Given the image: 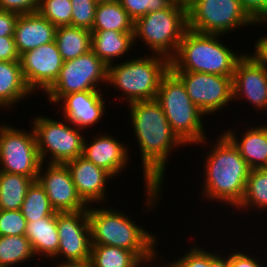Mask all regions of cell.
Returning <instances> with one entry per match:
<instances>
[{"mask_svg": "<svg viewBox=\"0 0 267 267\" xmlns=\"http://www.w3.org/2000/svg\"><path fill=\"white\" fill-rule=\"evenodd\" d=\"M25 236L31 244L35 257L54 259L59 248L57 213L54 216L27 221Z\"/></svg>", "mask_w": 267, "mask_h": 267, "instance_id": "22", "label": "cell"}, {"mask_svg": "<svg viewBox=\"0 0 267 267\" xmlns=\"http://www.w3.org/2000/svg\"><path fill=\"white\" fill-rule=\"evenodd\" d=\"M88 217L91 245H108L133 251L138 257L147 255L156 247L158 237L136 224L123 211L115 208H90ZM100 208V209H99Z\"/></svg>", "mask_w": 267, "mask_h": 267, "instance_id": "4", "label": "cell"}, {"mask_svg": "<svg viewBox=\"0 0 267 267\" xmlns=\"http://www.w3.org/2000/svg\"><path fill=\"white\" fill-rule=\"evenodd\" d=\"M59 235L58 253L54 257L64 263L86 262L90 260L91 229L88 209L75 212H57ZM61 256V257H60ZM58 258V259H57Z\"/></svg>", "mask_w": 267, "mask_h": 267, "instance_id": "13", "label": "cell"}, {"mask_svg": "<svg viewBox=\"0 0 267 267\" xmlns=\"http://www.w3.org/2000/svg\"><path fill=\"white\" fill-rule=\"evenodd\" d=\"M232 87L233 102L244 98L256 111L267 110V67L259 64L250 53H245L237 62Z\"/></svg>", "mask_w": 267, "mask_h": 267, "instance_id": "16", "label": "cell"}, {"mask_svg": "<svg viewBox=\"0 0 267 267\" xmlns=\"http://www.w3.org/2000/svg\"><path fill=\"white\" fill-rule=\"evenodd\" d=\"M133 32L91 30V50L107 65L132 50Z\"/></svg>", "mask_w": 267, "mask_h": 267, "instance_id": "23", "label": "cell"}, {"mask_svg": "<svg viewBox=\"0 0 267 267\" xmlns=\"http://www.w3.org/2000/svg\"><path fill=\"white\" fill-rule=\"evenodd\" d=\"M71 26L92 30L97 7L95 0H71Z\"/></svg>", "mask_w": 267, "mask_h": 267, "instance_id": "34", "label": "cell"}, {"mask_svg": "<svg viewBox=\"0 0 267 267\" xmlns=\"http://www.w3.org/2000/svg\"><path fill=\"white\" fill-rule=\"evenodd\" d=\"M39 0H0V9L18 14L37 12Z\"/></svg>", "mask_w": 267, "mask_h": 267, "instance_id": "38", "label": "cell"}, {"mask_svg": "<svg viewBox=\"0 0 267 267\" xmlns=\"http://www.w3.org/2000/svg\"><path fill=\"white\" fill-rule=\"evenodd\" d=\"M63 63L56 41L20 55L23 77L33 93L45 92L57 79Z\"/></svg>", "mask_w": 267, "mask_h": 267, "instance_id": "15", "label": "cell"}, {"mask_svg": "<svg viewBox=\"0 0 267 267\" xmlns=\"http://www.w3.org/2000/svg\"><path fill=\"white\" fill-rule=\"evenodd\" d=\"M261 260H257L256 257L252 255L245 254L244 252L235 251L229 254V265L230 267H264V263L260 264ZM263 265V266H262Z\"/></svg>", "mask_w": 267, "mask_h": 267, "instance_id": "40", "label": "cell"}, {"mask_svg": "<svg viewBox=\"0 0 267 267\" xmlns=\"http://www.w3.org/2000/svg\"><path fill=\"white\" fill-rule=\"evenodd\" d=\"M27 221L19 210H0V236L25 235Z\"/></svg>", "mask_w": 267, "mask_h": 267, "instance_id": "35", "label": "cell"}, {"mask_svg": "<svg viewBox=\"0 0 267 267\" xmlns=\"http://www.w3.org/2000/svg\"><path fill=\"white\" fill-rule=\"evenodd\" d=\"M63 61L75 59L91 50V31L74 26H58L55 32Z\"/></svg>", "mask_w": 267, "mask_h": 267, "instance_id": "25", "label": "cell"}, {"mask_svg": "<svg viewBox=\"0 0 267 267\" xmlns=\"http://www.w3.org/2000/svg\"><path fill=\"white\" fill-rule=\"evenodd\" d=\"M249 128L241 133V138H238L237 131L230 128L223 134L239 150L241 157L251 169L267 168V124Z\"/></svg>", "mask_w": 267, "mask_h": 267, "instance_id": "21", "label": "cell"}, {"mask_svg": "<svg viewBox=\"0 0 267 267\" xmlns=\"http://www.w3.org/2000/svg\"><path fill=\"white\" fill-rule=\"evenodd\" d=\"M19 14L0 9V36H14L15 24Z\"/></svg>", "mask_w": 267, "mask_h": 267, "instance_id": "41", "label": "cell"}, {"mask_svg": "<svg viewBox=\"0 0 267 267\" xmlns=\"http://www.w3.org/2000/svg\"><path fill=\"white\" fill-rule=\"evenodd\" d=\"M128 106L131 126L140 147L144 184L146 183L143 185L146 188L145 207L152 210L162 195L169 154L175 148L187 145L172 130L156 100L134 101L128 103Z\"/></svg>", "mask_w": 267, "mask_h": 267, "instance_id": "1", "label": "cell"}, {"mask_svg": "<svg viewBox=\"0 0 267 267\" xmlns=\"http://www.w3.org/2000/svg\"><path fill=\"white\" fill-rule=\"evenodd\" d=\"M81 199L89 206L106 200V183L113 179L105 169L80 156L65 163Z\"/></svg>", "mask_w": 267, "mask_h": 267, "instance_id": "17", "label": "cell"}, {"mask_svg": "<svg viewBox=\"0 0 267 267\" xmlns=\"http://www.w3.org/2000/svg\"><path fill=\"white\" fill-rule=\"evenodd\" d=\"M187 17L189 30L223 36L255 23L239 0H197L187 9Z\"/></svg>", "mask_w": 267, "mask_h": 267, "instance_id": "9", "label": "cell"}, {"mask_svg": "<svg viewBox=\"0 0 267 267\" xmlns=\"http://www.w3.org/2000/svg\"><path fill=\"white\" fill-rule=\"evenodd\" d=\"M139 257L131 250L108 245H91L92 267H134Z\"/></svg>", "mask_w": 267, "mask_h": 267, "instance_id": "30", "label": "cell"}, {"mask_svg": "<svg viewBox=\"0 0 267 267\" xmlns=\"http://www.w3.org/2000/svg\"><path fill=\"white\" fill-rule=\"evenodd\" d=\"M34 257L31 244L25 235L0 236V266L23 265L26 261L35 259Z\"/></svg>", "mask_w": 267, "mask_h": 267, "instance_id": "29", "label": "cell"}, {"mask_svg": "<svg viewBox=\"0 0 267 267\" xmlns=\"http://www.w3.org/2000/svg\"><path fill=\"white\" fill-rule=\"evenodd\" d=\"M57 27L39 12L19 14L15 24L14 40L19 55L40 45L55 41Z\"/></svg>", "mask_w": 267, "mask_h": 267, "instance_id": "20", "label": "cell"}, {"mask_svg": "<svg viewBox=\"0 0 267 267\" xmlns=\"http://www.w3.org/2000/svg\"><path fill=\"white\" fill-rule=\"evenodd\" d=\"M31 125L35 132L37 148L42 163L49 161L47 163L65 164L82 156L85 140L81 133L82 130L68 122V120L60 122L58 119L54 120L49 116L39 115L33 119ZM46 157L48 158L47 160Z\"/></svg>", "mask_w": 267, "mask_h": 267, "instance_id": "8", "label": "cell"}, {"mask_svg": "<svg viewBox=\"0 0 267 267\" xmlns=\"http://www.w3.org/2000/svg\"><path fill=\"white\" fill-rule=\"evenodd\" d=\"M267 211V168L251 169L244 197L241 203L234 209L246 212L251 208Z\"/></svg>", "mask_w": 267, "mask_h": 267, "instance_id": "28", "label": "cell"}, {"mask_svg": "<svg viewBox=\"0 0 267 267\" xmlns=\"http://www.w3.org/2000/svg\"><path fill=\"white\" fill-rule=\"evenodd\" d=\"M96 135L94 139L90 140V143L84 140L82 157L105 169L113 177L118 176L120 172H123L124 167L128 166V155H130L128 146L110 134Z\"/></svg>", "mask_w": 267, "mask_h": 267, "instance_id": "19", "label": "cell"}, {"mask_svg": "<svg viewBox=\"0 0 267 267\" xmlns=\"http://www.w3.org/2000/svg\"><path fill=\"white\" fill-rule=\"evenodd\" d=\"M32 94L23 77L20 61H0V109H11Z\"/></svg>", "mask_w": 267, "mask_h": 267, "instance_id": "24", "label": "cell"}, {"mask_svg": "<svg viewBox=\"0 0 267 267\" xmlns=\"http://www.w3.org/2000/svg\"><path fill=\"white\" fill-rule=\"evenodd\" d=\"M32 131L0 124V171L37 180L42 161Z\"/></svg>", "mask_w": 267, "mask_h": 267, "instance_id": "11", "label": "cell"}, {"mask_svg": "<svg viewBox=\"0 0 267 267\" xmlns=\"http://www.w3.org/2000/svg\"><path fill=\"white\" fill-rule=\"evenodd\" d=\"M184 84L191 101L207 116L227 108L233 101V76L172 71Z\"/></svg>", "mask_w": 267, "mask_h": 267, "instance_id": "12", "label": "cell"}, {"mask_svg": "<svg viewBox=\"0 0 267 267\" xmlns=\"http://www.w3.org/2000/svg\"><path fill=\"white\" fill-rule=\"evenodd\" d=\"M134 21L118 0L98 3L92 30L133 32Z\"/></svg>", "mask_w": 267, "mask_h": 267, "instance_id": "26", "label": "cell"}, {"mask_svg": "<svg viewBox=\"0 0 267 267\" xmlns=\"http://www.w3.org/2000/svg\"><path fill=\"white\" fill-rule=\"evenodd\" d=\"M243 9L255 21V26L267 25V0H239ZM258 23V24H257Z\"/></svg>", "mask_w": 267, "mask_h": 267, "instance_id": "37", "label": "cell"}, {"mask_svg": "<svg viewBox=\"0 0 267 267\" xmlns=\"http://www.w3.org/2000/svg\"><path fill=\"white\" fill-rule=\"evenodd\" d=\"M188 30L187 9L173 2L168 8L148 13L134 21V43L139 39L153 54L167 57L176 54Z\"/></svg>", "mask_w": 267, "mask_h": 267, "instance_id": "7", "label": "cell"}, {"mask_svg": "<svg viewBox=\"0 0 267 267\" xmlns=\"http://www.w3.org/2000/svg\"><path fill=\"white\" fill-rule=\"evenodd\" d=\"M55 267H92V265L89 261H86V262L64 263L61 265H57Z\"/></svg>", "mask_w": 267, "mask_h": 267, "instance_id": "45", "label": "cell"}, {"mask_svg": "<svg viewBox=\"0 0 267 267\" xmlns=\"http://www.w3.org/2000/svg\"><path fill=\"white\" fill-rule=\"evenodd\" d=\"M213 145L203 163L204 184L201 193L204 199L225 203L233 210L244 197L251 168L223 133Z\"/></svg>", "mask_w": 267, "mask_h": 267, "instance_id": "2", "label": "cell"}, {"mask_svg": "<svg viewBox=\"0 0 267 267\" xmlns=\"http://www.w3.org/2000/svg\"><path fill=\"white\" fill-rule=\"evenodd\" d=\"M175 3H177L179 6H182L186 9H188L190 6H192L197 0H173Z\"/></svg>", "mask_w": 267, "mask_h": 267, "instance_id": "46", "label": "cell"}, {"mask_svg": "<svg viewBox=\"0 0 267 267\" xmlns=\"http://www.w3.org/2000/svg\"><path fill=\"white\" fill-rule=\"evenodd\" d=\"M169 69L170 60L159 54L131 58L108 66L107 85L122 91L127 104L155 100L161 78Z\"/></svg>", "mask_w": 267, "mask_h": 267, "instance_id": "6", "label": "cell"}, {"mask_svg": "<svg viewBox=\"0 0 267 267\" xmlns=\"http://www.w3.org/2000/svg\"><path fill=\"white\" fill-rule=\"evenodd\" d=\"M254 52L250 54L259 64L267 67V36L257 38L254 44Z\"/></svg>", "mask_w": 267, "mask_h": 267, "instance_id": "42", "label": "cell"}, {"mask_svg": "<svg viewBox=\"0 0 267 267\" xmlns=\"http://www.w3.org/2000/svg\"><path fill=\"white\" fill-rule=\"evenodd\" d=\"M97 3H102V2H110V1H116V0H95Z\"/></svg>", "mask_w": 267, "mask_h": 267, "instance_id": "47", "label": "cell"}, {"mask_svg": "<svg viewBox=\"0 0 267 267\" xmlns=\"http://www.w3.org/2000/svg\"><path fill=\"white\" fill-rule=\"evenodd\" d=\"M127 11L129 17L135 21L148 13L168 8L173 0H118Z\"/></svg>", "mask_w": 267, "mask_h": 267, "instance_id": "33", "label": "cell"}, {"mask_svg": "<svg viewBox=\"0 0 267 267\" xmlns=\"http://www.w3.org/2000/svg\"><path fill=\"white\" fill-rule=\"evenodd\" d=\"M37 12L56 27L71 26V0H39Z\"/></svg>", "mask_w": 267, "mask_h": 267, "instance_id": "32", "label": "cell"}, {"mask_svg": "<svg viewBox=\"0 0 267 267\" xmlns=\"http://www.w3.org/2000/svg\"><path fill=\"white\" fill-rule=\"evenodd\" d=\"M172 130L186 145L206 144L202 117L205 114L191 101L182 81L169 69L161 78L155 99Z\"/></svg>", "mask_w": 267, "mask_h": 267, "instance_id": "5", "label": "cell"}, {"mask_svg": "<svg viewBox=\"0 0 267 267\" xmlns=\"http://www.w3.org/2000/svg\"><path fill=\"white\" fill-rule=\"evenodd\" d=\"M0 61H20L14 36H0Z\"/></svg>", "mask_w": 267, "mask_h": 267, "instance_id": "39", "label": "cell"}, {"mask_svg": "<svg viewBox=\"0 0 267 267\" xmlns=\"http://www.w3.org/2000/svg\"><path fill=\"white\" fill-rule=\"evenodd\" d=\"M173 267H210V252L201 246H194L177 260H172Z\"/></svg>", "mask_w": 267, "mask_h": 267, "instance_id": "36", "label": "cell"}, {"mask_svg": "<svg viewBox=\"0 0 267 267\" xmlns=\"http://www.w3.org/2000/svg\"><path fill=\"white\" fill-rule=\"evenodd\" d=\"M62 103V114L65 120L78 129L93 127L94 124L101 122L105 112V99L101 90H88L74 92L63 96L58 102Z\"/></svg>", "mask_w": 267, "mask_h": 267, "instance_id": "18", "label": "cell"}, {"mask_svg": "<svg viewBox=\"0 0 267 267\" xmlns=\"http://www.w3.org/2000/svg\"><path fill=\"white\" fill-rule=\"evenodd\" d=\"M221 37L223 35L202 34L188 29L176 54L170 59V70L233 76L236 64L245 52H233L219 40Z\"/></svg>", "mask_w": 267, "mask_h": 267, "instance_id": "3", "label": "cell"}, {"mask_svg": "<svg viewBox=\"0 0 267 267\" xmlns=\"http://www.w3.org/2000/svg\"><path fill=\"white\" fill-rule=\"evenodd\" d=\"M42 163L37 181L46 191L50 204L56 212H75L88 209L79 196L66 164ZM44 171V172H43Z\"/></svg>", "mask_w": 267, "mask_h": 267, "instance_id": "14", "label": "cell"}, {"mask_svg": "<svg viewBox=\"0 0 267 267\" xmlns=\"http://www.w3.org/2000/svg\"><path fill=\"white\" fill-rule=\"evenodd\" d=\"M107 82L108 66L90 50L75 59L64 61L57 79L44 94H47L48 101L57 104L70 93L102 90L101 83L107 85Z\"/></svg>", "mask_w": 267, "mask_h": 267, "instance_id": "10", "label": "cell"}, {"mask_svg": "<svg viewBox=\"0 0 267 267\" xmlns=\"http://www.w3.org/2000/svg\"><path fill=\"white\" fill-rule=\"evenodd\" d=\"M33 181L24 175L0 171V210H19Z\"/></svg>", "mask_w": 267, "mask_h": 267, "instance_id": "27", "label": "cell"}, {"mask_svg": "<svg viewBox=\"0 0 267 267\" xmlns=\"http://www.w3.org/2000/svg\"><path fill=\"white\" fill-rule=\"evenodd\" d=\"M156 247L154 249H152L147 255L145 256H142V257H139L136 261H135V264H134V267H157V265L155 266L154 263L152 262H156L157 261V258L160 257V255H158V250H155ZM158 255V256H157ZM156 259V260H155ZM151 263L149 266H147L148 264L147 263ZM146 266H145V264ZM144 264V266H143ZM154 264V265H153ZM166 267H173V263L172 261L171 262H167L165 263ZM153 265V266H152ZM163 267H165L164 265H162ZM159 267V266H158ZM160 267H161V264H160Z\"/></svg>", "mask_w": 267, "mask_h": 267, "instance_id": "43", "label": "cell"}, {"mask_svg": "<svg viewBox=\"0 0 267 267\" xmlns=\"http://www.w3.org/2000/svg\"><path fill=\"white\" fill-rule=\"evenodd\" d=\"M20 211L26 221H34L39 218L54 216L57 213L51 206L46 191L37 180L33 181L28 187Z\"/></svg>", "mask_w": 267, "mask_h": 267, "instance_id": "31", "label": "cell"}, {"mask_svg": "<svg viewBox=\"0 0 267 267\" xmlns=\"http://www.w3.org/2000/svg\"><path fill=\"white\" fill-rule=\"evenodd\" d=\"M221 253L213 252L210 250V267H230L229 254L227 256L220 255Z\"/></svg>", "mask_w": 267, "mask_h": 267, "instance_id": "44", "label": "cell"}]
</instances>
